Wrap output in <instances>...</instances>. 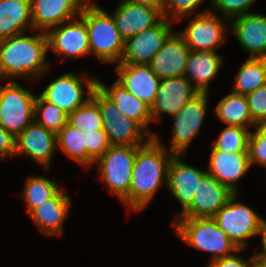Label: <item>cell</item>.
Here are the masks:
<instances>
[{
  "mask_svg": "<svg viewBox=\"0 0 266 267\" xmlns=\"http://www.w3.org/2000/svg\"><path fill=\"white\" fill-rule=\"evenodd\" d=\"M162 144L156 135L136 153L129 188V207L132 211L142 210L160 185L168 184V169L174 154Z\"/></svg>",
  "mask_w": 266,
  "mask_h": 267,
  "instance_id": "obj_1",
  "label": "cell"
},
{
  "mask_svg": "<svg viewBox=\"0 0 266 267\" xmlns=\"http://www.w3.org/2000/svg\"><path fill=\"white\" fill-rule=\"evenodd\" d=\"M48 40L46 33H24L0 40V80L14 76L29 81L39 78L49 68L46 60Z\"/></svg>",
  "mask_w": 266,
  "mask_h": 267,
  "instance_id": "obj_2",
  "label": "cell"
},
{
  "mask_svg": "<svg viewBox=\"0 0 266 267\" xmlns=\"http://www.w3.org/2000/svg\"><path fill=\"white\" fill-rule=\"evenodd\" d=\"M80 17L86 22L90 54H95L103 63H120L125 41L120 36L112 15L89 1Z\"/></svg>",
  "mask_w": 266,
  "mask_h": 267,
  "instance_id": "obj_3",
  "label": "cell"
},
{
  "mask_svg": "<svg viewBox=\"0 0 266 267\" xmlns=\"http://www.w3.org/2000/svg\"><path fill=\"white\" fill-rule=\"evenodd\" d=\"M173 227L183 242L198 250L211 253L210 261L242 251L213 218H178Z\"/></svg>",
  "mask_w": 266,
  "mask_h": 267,
  "instance_id": "obj_4",
  "label": "cell"
},
{
  "mask_svg": "<svg viewBox=\"0 0 266 267\" xmlns=\"http://www.w3.org/2000/svg\"><path fill=\"white\" fill-rule=\"evenodd\" d=\"M91 98L98 104L111 146H143L153 138L139 123L123 115L98 86Z\"/></svg>",
  "mask_w": 266,
  "mask_h": 267,
  "instance_id": "obj_5",
  "label": "cell"
},
{
  "mask_svg": "<svg viewBox=\"0 0 266 267\" xmlns=\"http://www.w3.org/2000/svg\"><path fill=\"white\" fill-rule=\"evenodd\" d=\"M142 146H111L95 164L108 190L129 207V188L137 151Z\"/></svg>",
  "mask_w": 266,
  "mask_h": 267,
  "instance_id": "obj_6",
  "label": "cell"
},
{
  "mask_svg": "<svg viewBox=\"0 0 266 267\" xmlns=\"http://www.w3.org/2000/svg\"><path fill=\"white\" fill-rule=\"evenodd\" d=\"M36 97L15 80L0 88V125L13 137L34 122Z\"/></svg>",
  "mask_w": 266,
  "mask_h": 267,
  "instance_id": "obj_7",
  "label": "cell"
},
{
  "mask_svg": "<svg viewBox=\"0 0 266 267\" xmlns=\"http://www.w3.org/2000/svg\"><path fill=\"white\" fill-rule=\"evenodd\" d=\"M235 193L213 217L217 225L227 234L239 248L247 246L249 238L260 235L262 218L252 207L237 200Z\"/></svg>",
  "mask_w": 266,
  "mask_h": 267,
  "instance_id": "obj_8",
  "label": "cell"
},
{
  "mask_svg": "<svg viewBox=\"0 0 266 267\" xmlns=\"http://www.w3.org/2000/svg\"><path fill=\"white\" fill-rule=\"evenodd\" d=\"M81 75L74 72L63 74L51 81L39 96L43 100L55 104L69 115L75 109L85 104L97 87V77H88L87 71H83ZM84 87H86L85 89L88 94L86 98L83 96L86 94L84 93Z\"/></svg>",
  "mask_w": 266,
  "mask_h": 267,
  "instance_id": "obj_9",
  "label": "cell"
},
{
  "mask_svg": "<svg viewBox=\"0 0 266 267\" xmlns=\"http://www.w3.org/2000/svg\"><path fill=\"white\" fill-rule=\"evenodd\" d=\"M208 93H199L176 114L172 130L171 145L165 148L174 155L187 151L189 144L198 135L207 112Z\"/></svg>",
  "mask_w": 266,
  "mask_h": 267,
  "instance_id": "obj_10",
  "label": "cell"
},
{
  "mask_svg": "<svg viewBox=\"0 0 266 267\" xmlns=\"http://www.w3.org/2000/svg\"><path fill=\"white\" fill-rule=\"evenodd\" d=\"M216 15L215 11L207 8L197 13L184 30L178 32L190 50L216 51L224 43L227 33L223 22L227 20L228 23L229 20Z\"/></svg>",
  "mask_w": 266,
  "mask_h": 267,
  "instance_id": "obj_11",
  "label": "cell"
},
{
  "mask_svg": "<svg viewBox=\"0 0 266 267\" xmlns=\"http://www.w3.org/2000/svg\"><path fill=\"white\" fill-rule=\"evenodd\" d=\"M172 21L163 18L158 24L125 40L124 52L118 64L149 65L172 33Z\"/></svg>",
  "mask_w": 266,
  "mask_h": 267,
  "instance_id": "obj_12",
  "label": "cell"
},
{
  "mask_svg": "<svg viewBox=\"0 0 266 267\" xmlns=\"http://www.w3.org/2000/svg\"><path fill=\"white\" fill-rule=\"evenodd\" d=\"M46 36L48 50L64 57L63 60L90 54L86 22L80 16L56 26Z\"/></svg>",
  "mask_w": 266,
  "mask_h": 267,
  "instance_id": "obj_13",
  "label": "cell"
},
{
  "mask_svg": "<svg viewBox=\"0 0 266 267\" xmlns=\"http://www.w3.org/2000/svg\"><path fill=\"white\" fill-rule=\"evenodd\" d=\"M90 0H30L33 30L47 33L79 17Z\"/></svg>",
  "mask_w": 266,
  "mask_h": 267,
  "instance_id": "obj_14",
  "label": "cell"
},
{
  "mask_svg": "<svg viewBox=\"0 0 266 267\" xmlns=\"http://www.w3.org/2000/svg\"><path fill=\"white\" fill-rule=\"evenodd\" d=\"M199 93L185 76L162 79L150 107L153 123L160 122L163 113L173 116Z\"/></svg>",
  "mask_w": 266,
  "mask_h": 267,
  "instance_id": "obj_15",
  "label": "cell"
},
{
  "mask_svg": "<svg viewBox=\"0 0 266 267\" xmlns=\"http://www.w3.org/2000/svg\"><path fill=\"white\" fill-rule=\"evenodd\" d=\"M180 158L181 155H174L168 169L167 186L182 207L181 213L173 222L181 218L191 208L194 193L203 176L207 173V171L197 167L189 166Z\"/></svg>",
  "mask_w": 266,
  "mask_h": 267,
  "instance_id": "obj_16",
  "label": "cell"
},
{
  "mask_svg": "<svg viewBox=\"0 0 266 267\" xmlns=\"http://www.w3.org/2000/svg\"><path fill=\"white\" fill-rule=\"evenodd\" d=\"M57 147L56 134L35 121L15 138V155L22 154L33 159L48 170Z\"/></svg>",
  "mask_w": 266,
  "mask_h": 267,
  "instance_id": "obj_17",
  "label": "cell"
},
{
  "mask_svg": "<svg viewBox=\"0 0 266 267\" xmlns=\"http://www.w3.org/2000/svg\"><path fill=\"white\" fill-rule=\"evenodd\" d=\"M234 194L206 173L194 193L191 208L181 218H213Z\"/></svg>",
  "mask_w": 266,
  "mask_h": 267,
  "instance_id": "obj_18",
  "label": "cell"
},
{
  "mask_svg": "<svg viewBox=\"0 0 266 267\" xmlns=\"http://www.w3.org/2000/svg\"><path fill=\"white\" fill-rule=\"evenodd\" d=\"M112 17L124 41L153 27L164 18L162 12L154 7L126 0L117 6Z\"/></svg>",
  "mask_w": 266,
  "mask_h": 267,
  "instance_id": "obj_19",
  "label": "cell"
},
{
  "mask_svg": "<svg viewBox=\"0 0 266 267\" xmlns=\"http://www.w3.org/2000/svg\"><path fill=\"white\" fill-rule=\"evenodd\" d=\"M114 71L118 75L116 81L119 84L151 107L156 99L161 79L152 71L150 65L117 64Z\"/></svg>",
  "mask_w": 266,
  "mask_h": 267,
  "instance_id": "obj_20",
  "label": "cell"
},
{
  "mask_svg": "<svg viewBox=\"0 0 266 267\" xmlns=\"http://www.w3.org/2000/svg\"><path fill=\"white\" fill-rule=\"evenodd\" d=\"M190 48L178 32H172L149 64L158 78L184 76Z\"/></svg>",
  "mask_w": 266,
  "mask_h": 267,
  "instance_id": "obj_21",
  "label": "cell"
},
{
  "mask_svg": "<svg viewBox=\"0 0 266 267\" xmlns=\"http://www.w3.org/2000/svg\"><path fill=\"white\" fill-rule=\"evenodd\" d=\"M229 26L250 58L266 57V15L249 12L232 19Z\"/></svg>",
  "mask_w": 266,
  "mask_h": 267,
  "instance_id": "obj_22",
  "label": "cell"
},
{
  "mask_svg": "<svg viewBox=\"0 0 266 267\" xmlns=\"http://www.w3.org/2000/svg\"><path fill=\"white\" fill-rule=\"evenodd\" d=\"M250 167L248 152H223L212 146L207 173L232 192L238 194L239 189L235 182L241 179Z\"/></svg>",
  "mask_w": 266,
  "mask_h": 267,
  "instance_id": "obj_23",
  "label": "cell"
},
{
  "mask_svg": "<svg viewBox=\"0 0 266 267\" xmlns=\"http://www.w3.org/2000/svg\"><path fill=\"white\" fill-rule=\"evenodd\" d=\"M70 203V196L61 189L52 199L34 208L28 215L36 222L44 235L59 236L63 233Z\"/></svg>",
  "mask_w": 266,
  "mask_h": 267,
  "instance_id": "obj_24",
  "label": "cell"
},
{
  "mask_svg": "<svg viewBox=\"0 0 266 267\" xmlns=\"http://www.w3.org/2000/svg\"><path fill=\"white\" fill-rule=\"evenodd\" d=\"M97 86L113 101L119 111L127 118L139 123L153 138L157 135L152 133L149 125L153 122L150 112V106L131 94L117 81H114L110 87L98 79Z\"/></svg>",
  "mask_w": 266,
  "mask_h": 267,
  "instance_id": "obj_25",
  "label": "cell"
},
{
  "mask_svg": "<svg viewBox=\"0 0 266 267\" xmlns=\"http://www.w3.org/2000/svg\"><path fill=\"white\" fill-rule=\"evenodd\" d=\"M222 64V56L217 51L191 50L184 76L200 93H208L209 84L217 76Z\"/></svg>",
  "mask_w": 266,
  "mask_h": 267,
  "instance_id": "obj_26",
  "label": "cell"
},
{
  "mask_svg": "<svg viewBox=\"0 0 266 267\" xmlns=\"http://www.w3.org/2000/svg\"><path fill=\"white\" fill-rule=\"evenodd\" d=\"M31 29L30 0H0V40Z\"/></svg>",
  "mask_w": 266,
  "mask_h": 267,
  "instance_id": "obj_27",
  "label": "cell"
},
{
  "mask_svg": "<svg viewBox=\"0 0 266 267\" xmlns=\"http://www.w3.org/2000/svg\"><path fill=\"white\" fill-rule=\"evenodd\" d=\"M219 120L228 126H241L248 128L254 126L246 96L231 92L226 95L214 108Z\"/></svg>",
  "mask_w": 266,
  "mask_h": 267,
  "instance_id": "obj_28",
  "label": "cell"
},
{
  "mask_svg": "<svg viewBox=\"0 0 266 267\" xmlns=\"http://www.w3.org/2000/svg\"><path fill=\"white\" fill-rule=\"evenodd\" d=\"M266 83V59L247 58L235 76L232 92L244 96Z\"/></svg>",
  "mask_w": 266,
  "mask_h": 267,
  "instance_id": "obj_29",
  "label": "cell"
},
{
  "mask_svg": "<svg viewBox=\"0 0 266 267\" xmlns=\"http://www.w3.org/2000/svg\"><path fill=\"white\" fill-rule=\"evenodd\" d=\"M56 141L64 155L87 168L86 132L67 123L56 135Z\"/></svg>",
  "mask_w": 266,
  "mask_h": 267,
  "instance_id": "obj_30",
  "label": "cell"
},
{
  "mask_svg": "<svg viewBox=\"0 0 266 267\" xmlns=\"http://www.w3.org/2000/svg\"><path fill=\"white\" fill-rule=\"evenodd\" d=\"M61 189L56 182L46 177H28L21 194L27 205V213L52 199Z\"/></svg>",
  "mask_w": 266,
  "mask_h": 267,
  "instance_id": "obj_31",
  "label": "cell"
},
{
  "mask_svg": "<svg viewBox=\"0 0 266 267\" xmlns=\"http://www.w3.org/2000/svg\"><path fill=\"white\" fill-rule=\"evenodd\" d=\"M34 121L57 135L68 123V115L38 95L35 101Z\"/></svg>",
  "mask_w": 266,
  "mask_h": 267,
  "instance_id": "obj_32",
  "label": "cell"
},
{
  "mask_svg": "<svg viewBox=\"0 0 266 267\" xmlns=\"http://www.w3.org/2000/svg\"><path fill=\"white\" fill-rule=\"evenodd\" d=\"M250 130L241 126H227L220 132L213 147L223 152H248Z\"/></svg>",
  "mask_w": 266,
  "mask_h": 267,
  "instance_id": "obj_33",
  "label": "cell"
},
{
  "mask_svg": "<svg viewBox=\"0 0 266 267\" xmlns=\"http://www.w3.org/2000/svg\"><path fill=\"white\" fill-rule=\"evenodd\" d=\"M68 123L84 132L103 129L100 109L92 98L68 115Z\"/></svg>",
  "mask_w": 266,
  "mask_h": 267,
  "instance_id": "obj_34",
  "label": "cell"
},
{
  "mask_svg": "<svg viewBox=\"0 0 266 267\" xmlns=\"http://www.w3.org/2000/svg\"><path fill=\"white\" fill-rule=\"evenodd\" d=\"M86 147L87 168H90L111 147L104 129L86 132Z\"/></svg>",
  "mask_w": 266,
  "mask_h": 267,
  "instance_id": "obj_35",
  "label": "cell"
},
{
  "mask_svg": "<svg viewBox=\"0 0 266 267\" xmlns=\"http://www.w3.org/2000/svg\"><path fill=\"white\" fill-rule=\"evenodd\" d=\"M205 0H166L163 17L175 21L190 17Z\"/></svg>",
  "mask_w": 266,
  "mask_h": 267,
  "instance_id": "obj_36",
  "label": "cell"
},
{
  "mask_svg": "<svg viewBox=\"0 0 266 267\" xmlns=\"http://www.w3.org/2000/svg\"><path fill=\"white\" fill-rule=\"evenodd\" d=\"M256 0H210L215 11L218 10L224 18L229 21L249 13V9L253 6Z\"/></svg>",
  "mask_w": 266,
  "mask_h": 267,
  "instance_id": "obj_37",
  "label": "cell"
},
{
  "mask_svg": "<svg viewBox=\"0 0 266 267\" xmlns=\"http://www.w3.org/2000/svg\"><path fill=\"white\" fill-rule=\"evenodd\" d=\"M246 99L253 121L266 119V83L246 95Z\"/></svg>",
  "mask_w": 266,
  "mask_h": 267,
  "instance_id": "obj_38",
  "label": "cell"
},
{
  "mask_svg": "<svg viewBox=\"0 0 266 267\" xmlns=\"http://www.w3.org/2000/svg\"><path fill=\"white\" fill-rule=\"evenodd\" d=\"M248 157L250 165L258 164L266 166V138L256 130L250 132L248 139Z\"/></svg>",
  "mask_w": 266,
  "mask_h": 267,
  "instance_id": "obj_39",
  "label": "cell"
},
{
  "mask_svg": "<svg viewBox=\"0 0 266 267\" xmlns=\"http://www.w3.org/2000/svg\"><path fill=\"white\" fill-rule=\"evenodd\" d=\"M255 255L251 256L247 261L239 257L237 254H233L227 257L219 258L210 261L208 267H253Z\"/></svg>",
  "mask_w": 266,
  "mask_h": 267,
  "instance_id": "obj_40",
  "label": "cell"
},
{
  "mask_svg": "<svg viewBox=\"0 0 266 267\" xmlns=\"http://www.w3.org/2000/svg\"><path fill=\"white\" fill-rule=\"evenodd\" d=\"M15 155V137L0 125V160Z\"/></svg>",
  "mask_w": 266,
  "mask_h": 267,
  "instance_id": "obj_41",
  "label": "cell"
},
{
  "mask_svg": "<svg viewBox=\"0 0 266 267\" xmlns=\"http://www.w3.org/2000/svg\"><path fill=\"white\" fill-rule=\"evenodd\" d=\"M260 235H261L262 251L256 253V256L266 262V219L264 218H262L261 221Z\"/></svg>",
  "mask_w": 266,
  "mask_h": 267,
  "instance_id": "obj_42",
  "label": "cell"
},
{
  "mask_svg": "<svg viewBox=\"0 0 266 267\" xmlns=\"http://www.w3.org/2000/svg\"><path fill=\"white\" fill-rule=\"evenodd\" d=\"M126 1L148 5V6H151V7H154L160 10L161 12H163L165 4H166V0H126Z\"/></svg>",
  "mask_w": 266,
  "mask_h": 267,
  "instance_id": "obj_43",
  "label": "cell"
},
{
  "mask_svg": "<svg viewBox=\"0 0 266 267\" xmlns=\"http://www.w3.org/2000/svg\"><path fill=\"white\" fill-rule=\"evenodd\" d=\"M261 136L266 138V119L260 120L256 123L255 129Z\"/></svg>",
  "mask_w": 266,
  "mask_h": 267,
  "instance_id": "obj_44",
  "label": "cell"
},
{
  "mask_svg": "<svg viewBox=\"0 0 266 267\" xmlns=\"http://www.w3.org/2000/svg\"><path fill=\"white\" fill-rule=\"evenodd\" d=\"M253 267H266V262L255 256Z\"/></svg>",
  "mask_w": 266,
  "mask_h": 267,
  "instance_id": "obj_45",
  "label": "cell"
}]
</instances>
